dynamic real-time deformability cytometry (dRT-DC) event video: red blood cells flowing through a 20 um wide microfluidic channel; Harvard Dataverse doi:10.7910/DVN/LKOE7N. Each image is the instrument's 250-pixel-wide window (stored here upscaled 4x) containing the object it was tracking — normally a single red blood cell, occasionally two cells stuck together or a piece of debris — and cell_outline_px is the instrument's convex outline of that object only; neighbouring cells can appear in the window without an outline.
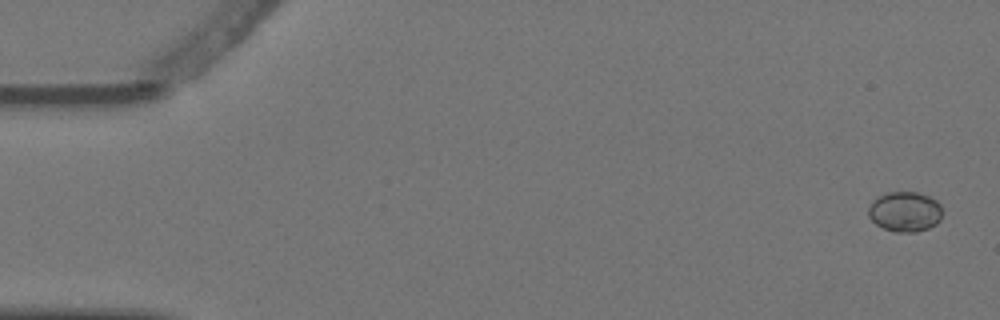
{"species": "Egyptian fruit bat (a non-hibernating species)", "species_latin": "Rousettus aegyptiacus", "temperature_condition": "warm", "stored_images_in_passage": 6, "camera_frame_rate_fps": 3000, "um_per_image_px": 0.085, "animal": {"sex": "female"}, "frame": {"image": 1, "passage_image": 1, "time_ms": 0.0, "image_size_px": [1000, 320], "cell_outline_px": [[944, 212], [940, 220], [936, 224], [928, 228], [916, 232], [896, 232], [884, 228], [876, 224], [868, 216], [868, 208], [872, 200], [888, 192], [916, 192], [928, 196], [936, 200], [940, 204]], "centroid_in_image_um": [76.94, 17.99], "position_along_channel_um": 8.1, "area_um2": 17.4}}